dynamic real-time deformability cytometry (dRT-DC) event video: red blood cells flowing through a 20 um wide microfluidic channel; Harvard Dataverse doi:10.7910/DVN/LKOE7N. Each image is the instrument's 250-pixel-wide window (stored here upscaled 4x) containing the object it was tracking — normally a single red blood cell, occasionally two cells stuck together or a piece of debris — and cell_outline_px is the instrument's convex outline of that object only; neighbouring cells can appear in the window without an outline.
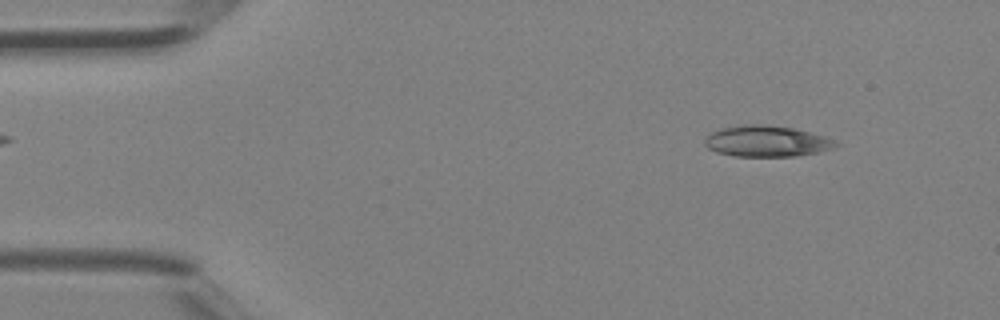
{"species": "Egyptian fruit bat (a non-hibernating species)", "species_latin": "Rousettus aegyptiacus", "temperature_condition": "room temperature", "stored_images_in_passage": 10, "camera_frame_rate_fps": 3000, "um_per_image_px": 0.085, "animal": {"sex": "female"}, "frame": {"image": 1, "passage_image": 4, "time_ms": 1.0, "image_size_px": [1000, 320], "cell_outline_px": [[840, 144], [832, 148], [816, 152], [796, 156], [732, 156], [716, 152], [708, 148], [704, 144], [704, 140], [712, 132], [720, 128], [744, 124], [764, 124], [792, 128], [824, 136], [836, 140]], "centroid_in_image_um": [65.14, 12.0], "position_along_channel_um": 19.9, "area_um2": 23.64}}